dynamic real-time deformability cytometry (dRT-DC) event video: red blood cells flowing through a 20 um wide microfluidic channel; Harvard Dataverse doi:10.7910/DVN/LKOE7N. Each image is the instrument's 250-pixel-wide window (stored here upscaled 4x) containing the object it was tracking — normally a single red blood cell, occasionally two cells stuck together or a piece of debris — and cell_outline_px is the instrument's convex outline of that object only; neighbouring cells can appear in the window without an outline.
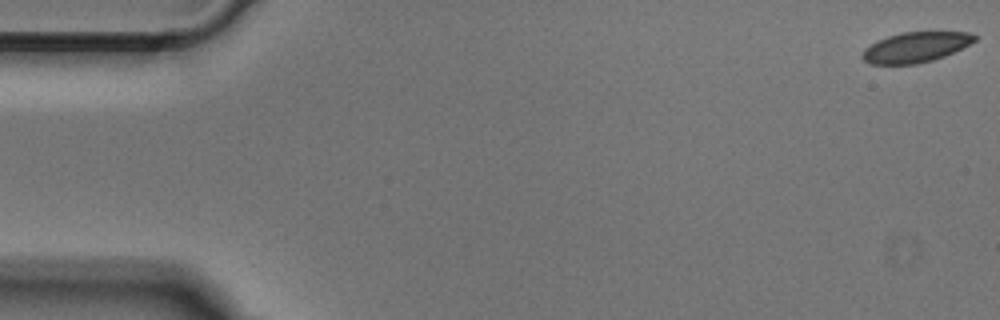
{"species": "Egyptian fruit bat (a non-hibernating species)", "species_latin": "Rousettus aegyptiacus", "temperature_condition": "cold", "stored_images_in_passage": 51, "camera_frame_rate_fps": 3000, "um_per_image_px": 0.085, "animal": {"sex": "male"}, "frame": {"image": 1, "passage_image": 1, "time_ms": 0.0, "image_size_px": [1000, 320], "cell_outline_px": [[976, 40], [944, 56], [932, 60], [916, 64], [872, 64], [864, 60], [860, 56], [864, 48], [876, 40], [900, 32], [968, 32], [976, 36]], "centroid_in_image_um": [77.76, 4.01], "position_along_channel_um": 7.2, "area_um2": 19.65}}
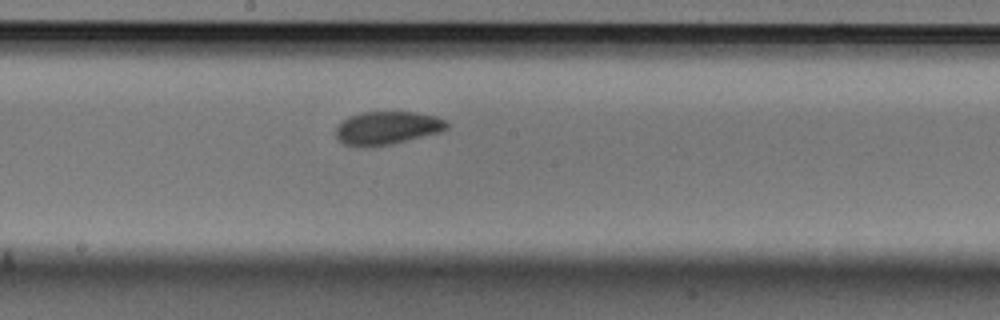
{"frame": {"image": 2, "passage_image": 27, "time_ms": 8.667, "image_size_px": [1000, 320], "cell_outline_px": [[448, 128], [440, 132], [392, 144], [368, 148], [360, 148], [344, 144], [336, 136], [336, 128], [348, 116], [360, 112], [416, 112], [436, 116], [444, 120], [448, 124]], "centroid_in_image_um": [32.89, 10.89], "position_along_channel_um": 215.3, "area_um2": 21.62}}
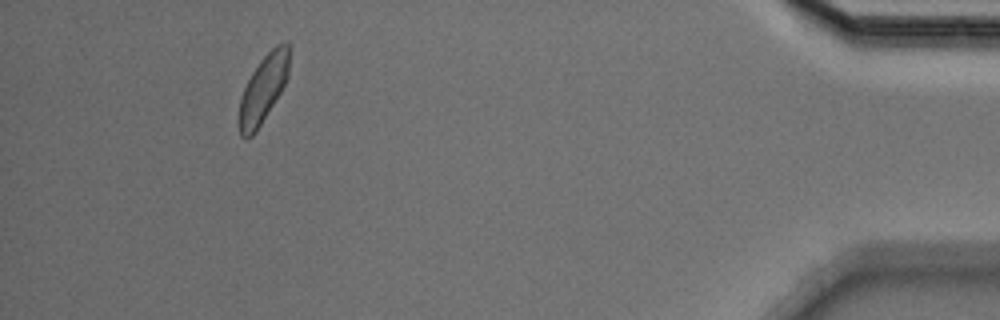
{"frame": {"image": 3, "passage_image": 47, "time_ms": 15.333, "image_size_px": [1000, 320], "cell_outline_px": [[288, 76], [280, 92], [256, 132], [252, 136], [240, 136], [236, 124], [236, 120], [240, 100], [244, 88], [252, 72], [260, 60], [276, 44], [284, 40], [288, 40]], "centroid_in_image_um": [22.33, 7.58], "position_along_channel_um": 412.9, "area_um2": 19.77}}